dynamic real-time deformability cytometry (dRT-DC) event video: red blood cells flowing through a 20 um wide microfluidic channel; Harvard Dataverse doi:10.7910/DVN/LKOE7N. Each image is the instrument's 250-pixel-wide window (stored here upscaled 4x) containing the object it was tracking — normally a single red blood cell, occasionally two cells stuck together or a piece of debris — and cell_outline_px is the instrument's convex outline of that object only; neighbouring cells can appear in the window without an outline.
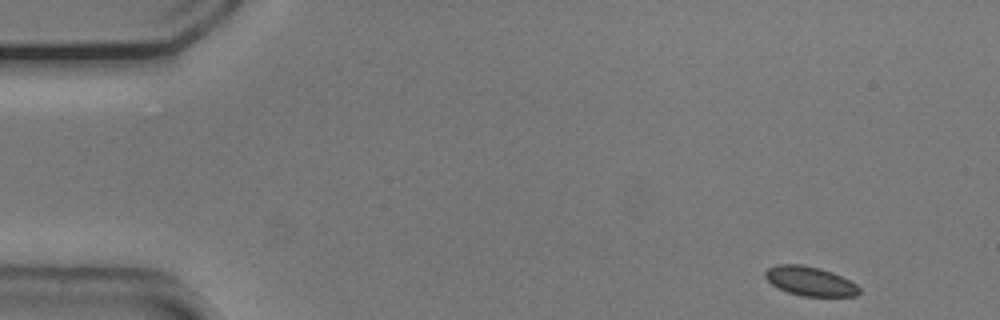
{"species": "common noctule bat (a hibernating species)", "species_latin": "Nyctalus noctula", "temperature_condition": "cold", "stored_images_in_passage": 50, "camera_frame_rate_fps": 3000, "um_per_image_px": 0.085, "animal": {"sex": "male", "body_mass_g": 20.5, "forearm_length_mm": 52.5}, "frame": {"image": 1, "passage_image": 1, "time_ms": 0.0, "image_size_px": [1000, 320], "cell_outline_px": [[860, 292], [856, 296], [804, 296], [788, 292], [772, 284], [764, 276], [764, 272], [768, 268], [776, 264], [800, 264], [820, 268], [832, 272], [856, 284], [860, 288]], "centroid_in_image_um": [68.84, 23.89], "position_along_channel_um": 16.2, "area_um2": 15.9}}
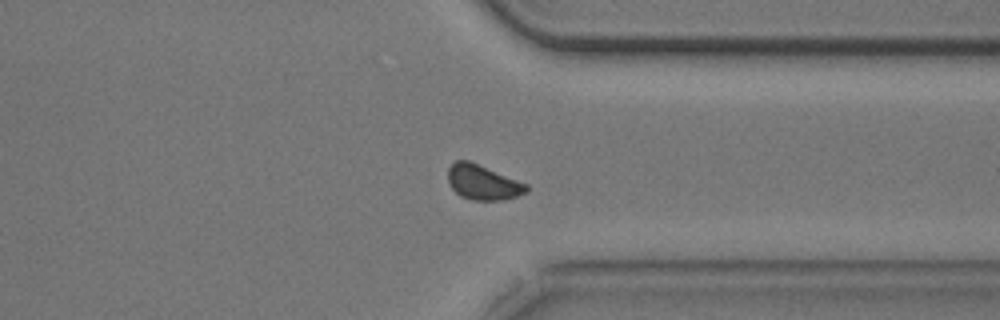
{"frame": {"image": 2, "passage_image": 38, "time_ms": 12.333, "image_size_px": [1000, 320], "cell_outline_px": [[528, 192], [504, 200], [472, 200], [460, 196], [448, 184], [448, 168], [456, 160], [468, 160], [528, 184]], "centroid_in_image_um": [41.04, 15.51], "position_along_channel_um": 370.4, "area_um2": 15.95}}
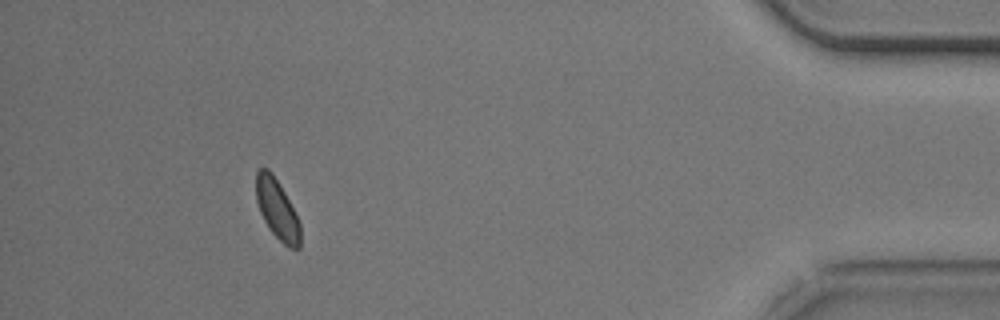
{"frame": {"image": 3, "passage_image": 46, "time_ms": 15.0, "image_size_px": [1000, 320], "cell_outline_px": [[300, 248], [288, 248], [268, 228], [260, 212], [256, 200], [256, 172], [260, 168], [268, 168], [272, 172], [284, 192], [300, 224]], "centroid_in_image_um": [23.53, 17.78], "position_along_channel_um": 411.7, "area_um2": 15.2}, "authors_computed_cell_mechanics": {"area_um2": 16.2996, "velocity_mm_per_s": 3.7284, "shape_relaxation_time_tau1_ms": 0.9699, "shape_relaxation_time_tau2_ms": null, "deformation_change_tau1": 0.026, "deformation_change_tau2": null}}